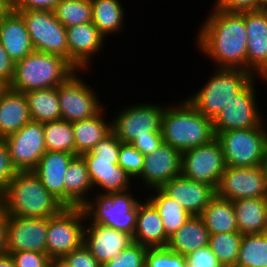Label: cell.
Listing matches in <instances>:
<instances>
[{
    "label": "cell",
    "mask_w": 267,
    "mask_h": 267,
    "mask_svg": "<svg viewBox=\"0 0 267 267\" xmlns=\"http://www.w3.org/2000/svg\"><path fill=\"white\" fill-rule=\"evenodd\" d=\"M15 71V62L9 57L0 42V79L8 86L12 83Z\"/></svg>",
    "instance_id": "f907efd6"
},
{
    "label": "cell",
    "mask_w": 267,
    "mask_h": 267,
    "mask_svg": "<svg viewBox=\"0 0 267 267\" xmlns=\"http://www.w3.org/2000/svg\"><path fill=\"white\" fill-rule=\"evenodd\" d=\"M236 267H267V232L242 236Z\"/></svg>",
    "instance_id": "836d02e7"
},
{
    "label": "cell",
    "mask_w": 267,
    "mask_h": 267,
    "mask_svg": "<svg viewBox=\"0 0 267 267\" xmlns=\"http://www.w3.org/2000/svg\"><path fill=\"white\" fill-rule=\"evenodd\" d=\"M145 198H147L158 211L168 238L191 217L183 206L167 196L160 188L149 190Z\"/></svg>",
    "instance_id": "1f68e13d"
},
{
    "label": "cell",
    "mask_w": 267,
    "mask_h": 267,
    "mask_svg": "<svg viewBox=\"0 0 267 267\" xmlns=\"http://www.w3.org/2000/svg\"><path fill=\"white\" fill-rule=\"evenodd\" d=\"M267 68V36L247 38V71L257 76Z\"/></svg>",
    "instance_id": "74e56055"
},
{
    "label": "cell",
    "mask_w": 267,
    "mask_h": 267,
    "mask_svg": "<svg viewBox=\"0 0 267 267\" xmlns=\"http://www.w3.org/2000/svg\"><path fill=\"white\" fill-rule=\"evenodd\" d=\"M31 120L24 93L7 88L0 95V139L16 133Z\"/></svg>",
    "instance_id": "d4e9b609"
},
{
    "label": "cell",
    "mask_w": 267,
    "mask_h": 267,
    "mask_svg": "<svg viewBox=\"0 0 267 267\" xmlns=\"http://www.w3.org/2000/svg\"><path fill=\"white\" fill-rule=\"evenodd\" d=\"M145 156L132 144L120 143L118 165L126 171L132 179H136L142 172Z\"/></svg>",
    "instance_id": "60d3db41"
},
{
    "label": "cell",
    "mask_w": 267,
    "mask_h": 267,
    "mask_svg": "<svg viewBox=\"0 0 267 267\" xmlns=\"http://www.w3.org/2000/svg\"><path fill=\"white\" fill-rule=\"evenodd\" d=\"M200 217L210 235L239 232L233 201L221 198L217 194L211 199Z\"/></svg>",
    "instance_id": "4dcf8cb0"
},
{
    "label": "cell",
    "mask_w": 267,
    "mask_h": 267,
    "mask_svg": "<svg viewBox=\"0 0 267 267\" xmlns=\"http://www.w3.org/2000/svg\"><path fill=\"white\" fill-rule=\"evenodd\" d=\"M239 233L267 232V198H244L233 201Z\"/></svg>",
    "instance_id": "83f0119b"
},
{
    "label": "cell",
    "mask_w": 267,
    "mask_h": 267,
    "mask_svg": "<svg viewBox=\"0 0 267 267\" xmlns=\"http://www.w3.org/2000/svg\"><path fill=\"white\" fill-rule=\"evenodd\" d=\"M64 207L33 171H17L1 195V209L6 215L51 218Z\"/></svg>",
    "instance_id": "7a4b0ae2"
},
{
    "label": "cell",
    "mask_w": 267,
    "mask_h": 267,
    "mask_svg": "<svg viewBox=\"0 0 267 267\" xmlns=\"http://www.w3.org/2000/svg\"><path fill=\"white\" fill-rule=\"evenodd\" d=\"M160 189L183 206L191 216H200L216 195V189L210 184L195 182L182 175L169 180Z\"/></svg>",
    "instance_id": "44dd1931"
},
{
    "label": "cell",
    "mask_w": 267,
    "mask_h": 267,
    "mask_svg": "<svg viewBox=\"0 0 267 267\" xmlns=\"http://www.w3.org/2000/svg\"><path fill=\"white\" fill-rule=\"evenodd\" d=\"M65 207H83L94 193L85 160L75 156L68 165L65 177Z\"/></svg>",
    "instance_id": "484cf974"
},
{
    "label": "cell",
    "mask_w": 267,
    "mask_h": 267,
    "mask_svg": "<svg viewBox=\"0 0 267 267\" xmlns=\"http://www.w3.org/2000/svg\"><path fill=\"white\" fill-rule=\"evenodd\" d=\"M226 166L255 167L267 157V120L259 127L216 134Z\"/></svg>",
    "instance_id": "ba28073f"
},
{
    "label": "cell",
    "mask_w": 267,
    "mask_h": 267,
    "mask_svg": "<svg viewBox=\"0 0 267 267\" xmlns=\"http://www.w3.org/2000/svg\"><path fill=\"white\" fill-rule=\"evenodd\" d=\"M75 156V154L64 151H46L32 170L46 190L64 206V177L69 163Z\"/></svg>",
    "instance_id": "7402d4cb"
},
{
    "label": "cell",
    "mask_w": 267,
    "mask_h": 267,
    "mask_svg": "<svg viewBox=\"0 0 267 267\" xmlns=\"http://www.w3.org/2000/svg\"><path fill=\"white\" fill-rule=\"evenodd\" d=\"M247 38L267 36V10L245 12Z\"/></svg>",
    "instance_id": "7bdbcfd3"
},
{
    "label": "cell",
    "mask_w": 267,
    "mask_h": 267,
    "mask_svg": "<svg viewBox=\"0 0 267 267\" xmlns=\"http://www.w3.org/2000/svg\"><path fill=\"white\" fill-rule=\"evenodd\" d=\"M105 108L107 107H104L94 117L72 122L76 156L91 151L112 131V119L106 117Z\"/></svg>",
    "instance_id": "4316f807"
},
{
    "label": "cell",
    "mask_w": 267,
    "mask_h": 267,
    "mask_svg": "<svg viewBox=\"0 0 267 267\" xmlns=\"http://www.w3.org/2000/svg\"><path fill=\"white\" fill-rule=\"evenodd\" d=\"M264 4L265 0H215L212 6L223 12L242 13L261 10Z\"/></svg>",
    "instance_id": "b9f144b4"
},
{
    "label": "cell",
    "mask_w": 267,
    "mask_h": 267,
    "mask_svg": "<svg viewBox=\"0 0 267 267\" xmlns=\"http://www.w3.org/2000/svg\"><path fill=\"white\" fill-rule=\"evenodd\" d=\"M262 166L264 167V170H265V173H266V179H267V157H266L265 161L263 162Z\"/></svg>",
    "instance_id": "91938a15"
},
{
    "label": "cell",
    "mask_w": 267,
    "mask_h": 267,
    "mask_svg": "<svg viewBox=\"0 0 267 267\" xmlns=\"http://www.w3.org/2000/svg\"><path fill=\"white\" fill-rule=\"evenodd\" d=\"M9 86L0 79V95L7 89Z\"/></svg>",
    "instance_id": "6f0895ef"
},
{
    "label": "cell",
    "mask_w": 267,
    "mask_h": 267,
    "mask_svg": "<svg viewBox=\"0 0 267 267\" xmlns=\"http://www.w3.org/2000/svg\"><path fill=\"white\" fill-rule=\"evenodd\" d=\"M63 259L71 267H102L84 243L64 256Z\"/></svg>",
    "instance_id": "bcb514c9"
},
{
    "label": "cell",
    "mask_w": 267,
    "mask_h": 267,
    "mask_svg": "<svg viewBox=\"0 0 267 267\" xmlns=\"http://www.w3.org/2000/svg\"><path fill=\"white\" fill-rule=\"evenodd\" d=\"M256 78H258L257 80H261V82L259 83H262V82H265L264 84L267 85V68H265L263 71H261L257 76Z\"/></svg>",
    "instance_id": "11a10c76"
},
{
    "label": "cell",
    "mask_w": 267,
    "mask_h": 267,
    "mask_svg": "<svg viewBox=\"0 0 267 267\" xmlns=\"http://www.w3.org/2000/svg\"><path fill=\"white\" fill-rule=\"evenodd\" d=\"M210 234L200 216H191L172 236L167 248L183 256L207 246Z\"/></svg>",
    "instance_id": "f1b7e54d"
},
{
    "label": "cell",
    "mask_w": 267,
    "mask_h": 267,
    "mask_svg": "<svg viewBox=\"0 0 267 267\" xmlns=\"http://www.w3.org/2000/svg\"><path fill=\"white\" fill-rule=\"evenodd\" d=\"M225 168L222 147L216 138L182 152L181 175L195 182L217 189Z\"/></svg>",
    "instance_id": "5bb4252c"
},
{
    "label": "cell",
    "mask_w": 267,
    "mask_h": 267,
    "mask_svg": "<svg viewBox=\"0 0 267 267\" xmlns=\"http://www.w3.org/2000/svg\"><path fill=\"white\" fill-rule=\"evenodd\" d=\"M135 191V192H134ZM136 190L116 193H93L83 206L87 219L94 224L110 227L133 236L136 228Z\"/></svg>",
    "instance_id": "52a82bcc"
},
{
    "label": "cell",
    "mask_w": 267,
    "mask_h": 267,
    "mask_svg": "<svg viewBox=\"0 0 267 267\" xmlns=\"http://www.w3.org/2000/svg\"><path fill=\"white\" fill-rule=\"evenodd\" d=\"M0 8H13V0H0Z\"/></svg>",
    "instance_id": "9f6ffc18"
},
{
    "label": "cell",
    "mask_w": 267,
    "mask_h": 267,
    "mask_svg": "<svg viewBox=\"0 0 267 267\" xmlns=\"http://www.w3.org/2000/svg\"><path fill=\"white\" fill-rule=\"evenodd\" d=\"M16 172L17 170L10 161L7 144L4 139H0V195L4 193Z\"/></svg>",
    "instance_id": "7dc6e473"
},
{
    "label": "cell",
    "mask_w": 267,
    "mask_h": 267,
    "mask_svg": "<svg viewBox=\"0 0 267 267\" xmlns=\"http://www.w3.org/2000/svg\"><path fill=\"white\" fill-rule=\"evenodd\" d=\"M216 194L234 201L244 198H267V179L262 165L255 167L226 166Z\"/></svg>",
    "instance_id": "9a60e30c"
},
{
    "label": "cell",
    "mask_w": 267,
    "mask_h": 267,
    "mask_svg": "<svg viewBox=\"0 0 267 267\" xmlns=\"http://www.w3.org/2000/svg\"><path fill=\"white\" fill-rule=\"evenodd\" d=\"M33 121L45 123L61 119V108L57 87L31 90L24 93Z\"/></svg>",
    "instance_id": "d6a6232c"
},
{
    "label": "cell",
    "mask_w": 267,
    "mask_h": 267,
    "mask_svg": "<svg viewBox=\"0 0 267 267\" xmlns=\"http://www.w3.org/2000/svg\"><path fill=\"white\" fill-rule=\"evenodd\" d=\"M186 267H224L209 245L196 249L185 256Z\"/></svg>",
    "instance_id": "ee69618b"
},
{
    "label": "cell",
    "mask_w": 267,
    "mask_h": 267,
    "mask_svg": "<svg viewBox=\"0 0 267 267\" xmlns=\"http://www.w3.org/2000/svg\"><path fill=\"white\" fill-rule=\"evenodd\" d=\"M13 8H0V21L2 17L7 13L10 12Z\"/></svg>",
    "instance_id": "680465c9"
},
{
    "label": "cell",
    "mask_w": 267,
    "mask_h": 267,
    "mask_svg": "<svg viewBox=\"0 0 267 267\" xmlns=\"http://www.w3.org/2000/svg\"><path fill=\"white\" fill-rule=\"evenodd\" d=\"M256 76L223 107L213 120L215 135L220 132L261 126L267 119L258 102ZM258 93V95L256 94ZM257 96V97H256Z\"/></svg>",
    "instance_id": "8fae6325"
},
{
    "label": "cell",
    "mask_w": 267,
    "mask_h": 267,
    "mask_svg": "<svg viewBox=\"0 0 267 267\" xmlns=\"http://www.w3.org/2000/svg\"><path fill=\"white\" fill-rule=\"evenodd\" d=\"M15 267H47L50 264V258L47 253L32 251L12 252Z\"/></svg>",
    "instance_id": "f6af8a7d"
},
{
    "label": "cell",
    "mask_w": 267,
    "mask_h": 267,
    "mask_svg": "<svg viewBox=\"0 0 267 267\" xmlns=\"http://www.w3.org/2000/svg\"><path fill=\"white\" fill-rule=\"evenodd\" d=\"M60 0H13V10L53 11Z\"/></svg>",
    "instance_id": "681fc988"
},
{
    "label": "cell",
    "mask_w": 267,
    "mask_h": 267,
    "mask_svg": "<svg viewBox=\"0 0 267 267\" xmlns=\"http://www.w3.org/2000/svg\"><path fill=\"white\" fill-rule=\"evenodd\" d=\"M48 218L7 215V253H46Z\"/></svg>",
    "instance_id": "ac0fdd59"
},
{
    "label": "cell",
    "mask_w": 267,
    "mask_h": 267,
    "mask_svg": "<svg viewBox=\"0 0 267 267\" xmlns=\"http://www.w3.org/2000/svg\"><path fill=\"white\" fill-rule=\"evenodd\" d=\"M145 102L130 104L121 108V111L115 110L116 115L110 116L112 131L122 143L131 144L136 138L161 132L162 116L167 104Z\"/></svg>",
    "instance_id": "9c48e42d"
},
{
    "label": "cell",
    "mask_w": 267,
    "mask_h": 267,
    "mask_svg": "<svg viewBox=\"0 0 267 267\" xmlns=\"http://www.w3.org/2000/svg\"><path fill=\"white\" fill-rule=\"evenodd\" d=\"M76 71L62 56L34 51L15 63L14 77L9 88L26 93L58 87Z\"/></svg>",
    "instance_id": "277c9868"
},
{
    "label": "cell",
    "mask_w": 267,
    "mask_h": 267,
    "mask_svg": "<svg viewBox=\"0 0 267 267\" xmlns=\"http://www.w3.org/2000/svg\"><path fill=\"white\" fill-rule=\"evenodd\" d=\"M24 19L33 48L68 60L66 28L50 10H14Z\"/></svg>",
    "instance_id": "4fadbf2b"
},
{
    "label": "cell",
    "mask_w": 267,
    "mask_h": 267,
    "mask_svg": "<svg viewBox=\"0 0 267 267\" xmlns=\"http://www.w3.org/2000/svg\"><path fill=\"white\" fill-rule=\"evenodd\" d=\"M212 8L199 25L195 46L216 65L214 68L247 71L245 12L228 13Z\"/></svg>",
    "instance_id": "6da1fadb"
},
{
    "label": "cell",
    "mask_w": 267,
    "mask_h": 267,
    "mask_svg": "<svg viewBox=\"0 0 267 267\" xmlns=\"http://www.w3.org/2000/svg\"><path fill=\"white\" fill-rule=\"evenodd\" d=\"M167 104L162 116L163 143L184 152L211 142L213 120L202 115L186 98Z\"/></svg>",
    "instance_id": "3957f363"
},
{
    "label": "cell",
    "mask_w": 267,
    "mask_h": 267,
    "mask_svg": "<svg viewBox=\"0 0 267 267\" xmlns=\"http://www.w3.org/2000/svg\"><path fill=\"white\" fill-rule=\"evenodd\" d=\"M242 236L239 232L210 235L208 245L224 267H236Z\"/></svg>",
    "instance_id": "8d00e7d4"
},
{
    "label": "cell",
    "mask_w": 267,
    "mask_h": 267,
    "mask_svg": "<svg viewBox=\"0 0 267 267\" xmlns=\"http://www.w3.org/2000/svg\"><path fill=\"white\" fill-rule=\"evenodd\" d=\"M121 141L111 131L94 148L82 154L94 193H116L132 189L135 182L119 165Z\"/></svg>",
    "instance_id": "5b68a950"
},
{
    "label": "cell",
    "mask_w": 267,
    "mask_h": 267,
    "mask_svg": "<svg viewBox=\"0 0 267 267\" xmlns=\"http://www.w3.org/2000/svg\"><path fill=\"white\" fill-rule=\"evenodd\" d=\"M212 72L206 82L186 99L202 115L214 120L255 76L243 69L214 68Z\"/></svg>",
    "instance_id": "8992f818"
},
{
    "label": "cell",
    "mask_w": 267,
    "mask_h": 267,
    "mask_svg": "<svg viewBox=\"0 0 267 267\" xmlns=\"http://www.w3.org/2000/svg\"><path fill=\"white\" fill-rule=\"evenodd\" d=\"M53 12L65 28L92 22L91 0H60Z\"/></svg>",
    "instance_id": "d590c367"
},
{
    "label": "cell",
    "mask_w": 267,
    "mask_h": 267,
    "mask_svg": "<svg viewBox=\"0 0 267 267\" xmlns=\"http://www.w3.org/2000/svg\"><path fill=\"white\" fill-rule=\"evenodd\" d=\"M86 218L83 207H64L48 218L46 253L50 259L63 258L83 243Z\"/></svg>",
    "instance_id": "7c38bea8"
},
{
    "label": "cell",
    "mask_w": 267,
    "mask_h": 267,
    "mask_svg": "<svg viewBox=\"0 0 267 267\" xmlns=\"http://www.w3.org/2000/svg\"><path fill=\"white\" fill-rule=\"evenodd\" d=\"M162 143V132H154L150 134V137L136 138L131 144L146 156L154 152Z\"/></svg>",
    "instance_id": "c3c4849f"
},
{
    "label": "cell",
    "mask_w": 267,
    "mask_h": 267,
    "mask_svg": "<svg viewBox=\"0 0 267 267\" xmlns=\"http://www.w3.org/2000/svg\"><path fill=\"white\" fill-rule=\"evenodd\" d=\"M133 240L148 248L166 247L169 238L163 227L162 219L154 205L146 198L137 205L136 228Z\"/></svg>",
    "instance_id": "cb8c5ba5"
},
{
    "label": "cell",
    "mask_w": 267,
    "mask_h": 267,
    "mask_svg": "<svg viewBox=\"0 0 267 267\" xmlns=\"http://www.w3.org/2000/svg\"><path fill=\"white\" fill-rule=\"evenodd\" d=\"M0 42L15 63L35 51L23 17L13 9L0 21Z\"/></svg>",
    "instance_id": "603a6c76"
},
{
    "label": "cell",
    "mask_w": 267,
    "mask_h": 267,
    "mask_svg": "<svg viewBox=\"0 0 267 267\" xmlns=\"http://www.w3.org/2000/svg\"><path fill=\"white\" fill-rule=\"evenodd\" d=\"M91 254L103 265L134 243L133 236L116 229L91 223L87 218L84 241Z\"/></svg>",
    "instance_id": "ffe728a7"
},
{
    "label": "cell",
    "mask_w": 267,
    "mask_h": 267,
    "mask_svg": "<svg viewBox=\"0 0 267 267\" xmlns=\"http://www.w3.org/2000/svg\"><path fill=\"white\" fill-rule=\"evenodd\" d=\"M148 247L132 243L119 255L104 263L102 267H145V255Z\"/></svg>",
    "instance_id": "ab89813d"
},
{
    "label": "cell",
    "mask_w": 267,
    "mask_h": 267,
    "mask_svg": "<svg viewBox=\"0 0 267 267\" xmlns=\"http://www.w3.org/2000/svg\"><path fill=\"white\" fill-rule=\"evenodd\" d=\"M4 141L17 171H32L46 152L41 122L29 121L19 131L5 137Z\"/></svg>",
    "instance_id": "2e32d148"
},
{
    "label": "cell",
    "mask_w": 267,
    "mask_h": 267,
    "mask_svg": "<svg viewBox=\"0 0 267 267\" xmlns=\"http://www.w3.org/2000/svg\"><path fill=\"white\" fill-rule=\"evenodd\" d=\"M46 151H64L75 154L72 123L63 119L43 123Z\"/></svg>",
    "instance_id": "e575fe53"
},
{
    "label": "cell",
    "mask_w": 267,
    "mask_h": 267,
    "mask_svg": "<svg viewBox=\"0 0 267 267\" xmlns=\"http://www.w3.org/2000/svg\"><path fill=\"white\" fill-rule=\"evenodd\" d=\"M91 4L92 23L107 40V36L124 31L127 14L124 11L127 9L121 0H91Z\"/></svg>",
    "instance_id": "f546056e"
},
{
    "label": "cell",
    "mask_w": 267,
    "mask_h": 267,
    "mask_svg": "<svg viewBox=\"0 0 267 267\" xmlns=\"http://www.w3.org/2000/svg\"><path fill=\"white\" fill-rule=\"evenodd\" d=\"M182 152L162 143L154 152L145 156L141 174L134 180L142 182L143 189L161 188L166 182L181 175Z\"/></svg>",
    "instance_id": "d6986e66"
},
{
    "label": "cell",
    "mask_w": 267,
    "mask_h": 267,
    "mask_svg": "<svg viewBox=\"0 0 267 267\" xmlns=\"http://www.w3.org/2000/svg\"><path fill=\"white\" fill-rule=\"evenodd\" d=\"M263 9H264V10H267V0H265V4H264Z\"/></svg>",
    "instance_id": "94428289"
},
{
    "label": "cell",
    "mask_w": 267,
    "mask_h": 267,
    "mask_svg": "<svg viewBox=\"0 0 267 267\" xmlns=\"http://www.w3.org/2000/svg\"><path fill=\"white\" fill-rule=\"evenodd\" d=\"M0 267H15L13 257L10 253L0 256Z\"/></svg>",
    "instance_id": "f5cc1de1"
},
{
    "label": "cell",
    "mask_w": 267,
    "mask_h": 267,
    "mask_svg": "<svg viewBox=\"0 0 267 267\" xmlns=\"http://www.w3.org/2000/svg\"><path fill=\"white\" fill-rule=\"evenodd\" d=\"M7 253V215L0 208V256Z\"/></svg>",
    "instance_id": "816d5d0a"
},
{
    "label": "cell",
    "mask_w": 267,
    "mask_h": 267,
    "mask_svg": "<svg viewBox=\"0 0 267 267\" xmlns=\"http://www.w3.org/2000/svg\"><path fill=\"white\" fill-rule=\"evenodd\" d=\"M68 43V61L77 70L91 69L94 56L103 50L106 38L92 22L78 24L66 28Z\"/></svg>",
    "instance_id": "e0dca14e"
},
{
    "label": "cell",
    "mask_w": 267,
    "mask_h": 267,
    "mask_svg": "<svg viewBox=\"0 0 267 267\" xmlns=\"http://www.w3.org/2000/svg\"><path fill=\"white\" fill-rule=\"evenodd\" d=\"M145 267H186V258L167 247L148 248Z\"/></svg>",
    "instance_id": "f35d334b"
},
{
    "label": "cell",
    "mask_w": 267,
    "mask_h": 267,
    "mask_svg": "<svg viewBox=\"0 0 267 267\" xmlns=\"http://www.w3.org/2000/svg\"><path fill=\"white\" fill-rule=\"evenodd\" d=\"M52 267H71L63 258L50 259Z\"/></svg>",
    "instance_id": "db71d44e"
},
{
    "label": "cell",
    "mask_w": 267,
    "mask_h": 267,
    "mask_svg": "<svg viewBox=\"0 0 267 267\" xmlns=\"http://www.w3.org/2000/svg\"><path fill=\"white\" fill-rule=\"evenodd\" d=\"M86 72L87 70H77L57 87L61 119L64 121L72 123L89 119L105 107V103L100 101L101 96L96 92L97 89L94 85L91 86L80 76L81 73L88 75Z\"/></svg>",
    "instance_id": "30bf717a"
}]
</instances>
